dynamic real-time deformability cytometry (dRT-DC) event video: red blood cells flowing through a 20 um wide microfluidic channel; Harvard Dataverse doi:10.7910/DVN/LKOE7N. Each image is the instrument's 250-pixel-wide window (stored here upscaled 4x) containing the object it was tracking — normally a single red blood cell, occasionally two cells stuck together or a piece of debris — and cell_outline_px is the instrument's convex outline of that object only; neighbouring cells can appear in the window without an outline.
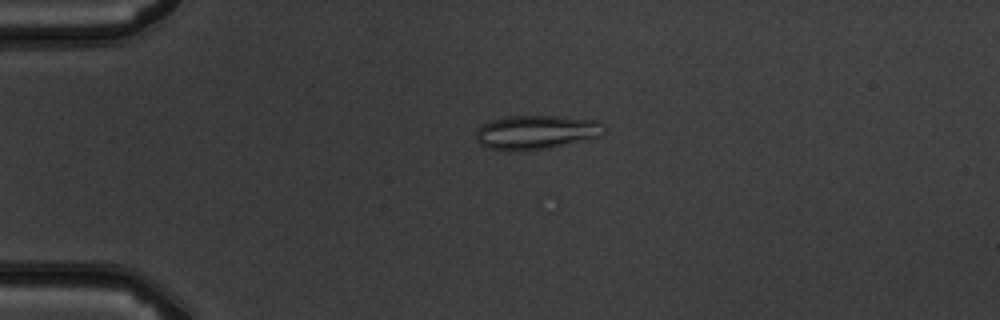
{"species": "common noctule bat (a hibernating species)", "species_latin": "Nyctalus noctula", "temperature_condition": "warm", "stored_images_in_passage": 7, "camera_frame_rate_fps": 3000, "um_per_image_px": 0.085, "animal": {"sex": "male", "body_mass_g": 19.5, "forearm_length_mm": 54.6}, "frame": {"image": 1, "passage_image": 4, "time_ms": 3.667, "image_size_px": [1000, 320], "cell_outline_px": [[608, 128], [600, 136], [548, 148], [508, 152], [488, 148], [480, 144], [476, 140], [476, 132], [484, 124], [492, 120], [508, 116], [556, 116], [596, 120], [604, 124]], "centroid_in_image_um": [45.59, 11.25], "position_along_channel_um": 39.4, "area_um2": 25.43}}
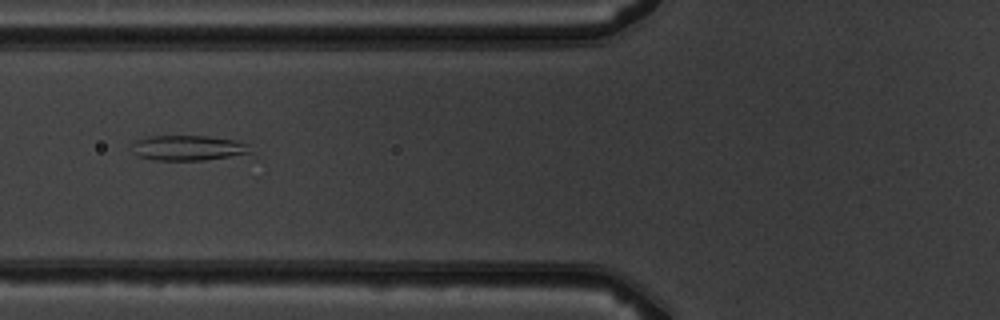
{"frame": {"image": 2, "passage_image": 6, "time_ms": 6.333, "image_size_px": [1000, 320], "cell_outline_px": [[252, 152], [204, 160], [156, 160], [140, 156], [132, 152], [132, 140], [148, 136], [208, 136], [236, 140], [248, 144]], "centroid_in_image_um": [15.93, 12.56], "position_along_channel_um": 109.9, "area_um2": 17.34}}